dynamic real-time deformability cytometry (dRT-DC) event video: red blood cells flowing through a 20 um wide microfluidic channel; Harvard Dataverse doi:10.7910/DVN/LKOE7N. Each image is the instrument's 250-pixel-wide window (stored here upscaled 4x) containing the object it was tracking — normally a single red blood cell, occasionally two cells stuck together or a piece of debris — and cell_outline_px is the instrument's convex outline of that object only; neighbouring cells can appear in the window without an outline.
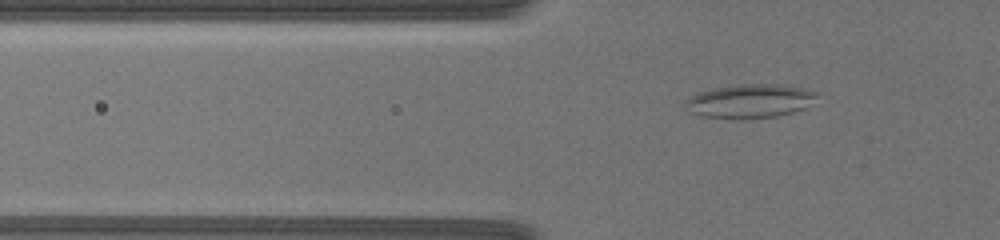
{"species": "common noctule bat (a hibernating species)", "species_latin": "Nyctalus noctula", "temperature_condition": "warm", "stored_images_in_passage": 46, "camera_frame_rate_fps": 3000, "um_per_image_px": 0.085, "animal": {"sex": "female", "body_mass_g": 19.5, "forearm_length_mm": 54.1}, "frame": {"image": 1, "passage_image": 6, "time_ms": 1.333, "image_size_px": [1000, 240], "cell_outline_px": [[816, 96], [804, 108], [792, 112], [776, 116], [740, 120], [700, 116], [684, 108], [684, 100], [700, 92], [712, 88], [740, 84], [780, 84], [804, 88], [816, 92]], "centroid_in_image_um": [63.67, 8.6], "position_along_channel_um": 62.1, "area_um2": 26.01}}
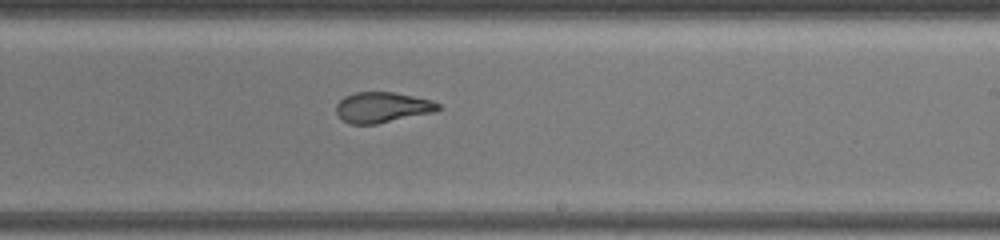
{"frame": {"image": 2, "passage_image": 30, "time_ms": 8.667, "image_size_px": [1000, 240], "cell_outline_px": [[440, 108], [432, 112], [376, 124], [348, 124], [336, 112], [336, 104], [344, 96], [356, 92], [396, 92], [432, 100], [440, 104]], "centroid_in_image_um": [32.47, 9.11], "position_along_channel_um": 256.5, "area_um2": 18.03}}
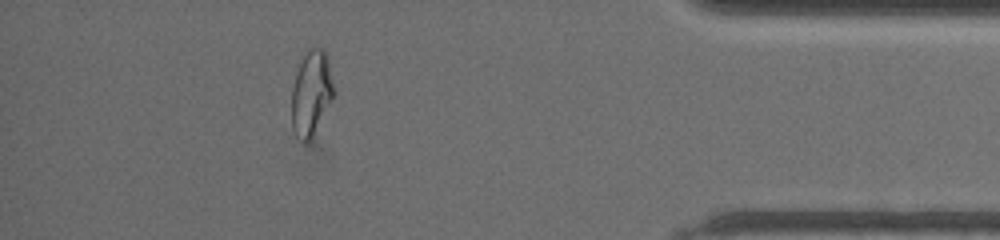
{"frame": {"image": 3, "passage_image": 45, "time_ms": 15.333, "image_size_px": [1000, 240], "cell_outline_px": [[336, 92], [312, 140], [304, 144], [292, 128], [292, 88], [296, 72], [308, 48], [324, 48], [328, 56]], "centroid_in_image_um": [26.49, 7.93], "position_along_channel_um": 408.7, "area_um2": 21.27}}